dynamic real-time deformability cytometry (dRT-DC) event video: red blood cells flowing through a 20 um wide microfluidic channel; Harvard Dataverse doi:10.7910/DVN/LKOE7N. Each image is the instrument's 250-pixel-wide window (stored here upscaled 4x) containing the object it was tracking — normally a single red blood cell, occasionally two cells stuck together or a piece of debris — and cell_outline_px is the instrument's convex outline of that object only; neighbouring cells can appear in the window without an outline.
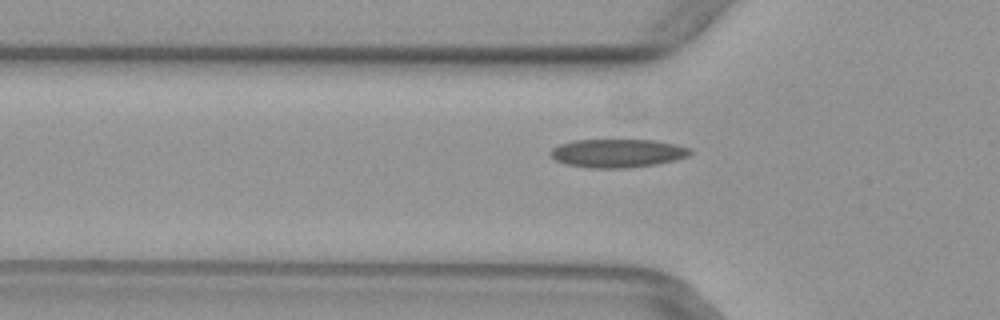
{"species": "common noctule bat (a hibernating species)", "species_latin": "Nyctalus noctula", "temperature_condition": "warm", "stored_images_in_passage": 44, "camera_frame_rate_fps": 3000, "um_per_image_px": 0.085, "animal": {"sex": "female", "body_mass_g": 29.2, "forearm_length_mm": 56.3}, "frame": {"image": 1, "passage_image": 10, "time_ms": 3.0, "image_size_px": [1000, 320], "cell_outline_px": [[692, 152], [688, 156], [676, 160], [656, 164], [628, 168], [592, 168], [568, 164], [556, 160], [548, 152], [552, 148], [560, 144], [572, 140], [652, 140], [676, 144], [692, 148]], "centroid_in_image_um": [52.52, 13.02], "position_along_channel_um": 73.3, "area_um2": 23.18}}
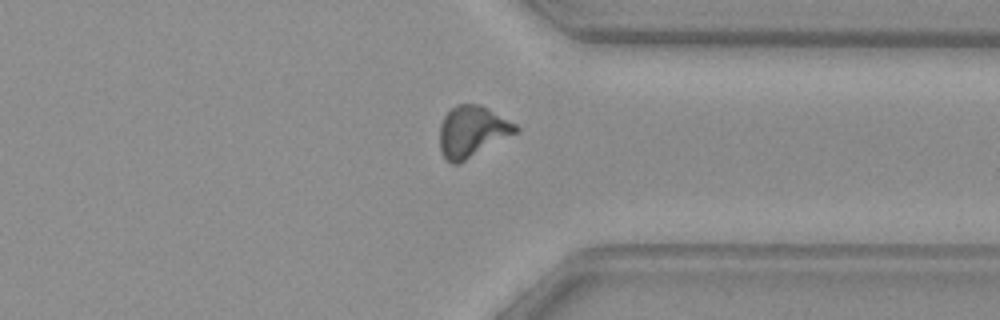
{"frame": {"image": 2, "passage_image": 32, "time_ms": 10.333, "image_size_px": [1000, 320], "cell_outline_px": [[520, 128], [516, 132], [460, 164], [452, 164], [444, 160], [440, 152], [440, 124], [444, 116], [456, 104], [480, 104], [488, 108], [516, 124]], "centroid_in_image_um": [40.1, 11.2], "position_along_channel_um": 371.3, "area_um2": 22.72}}
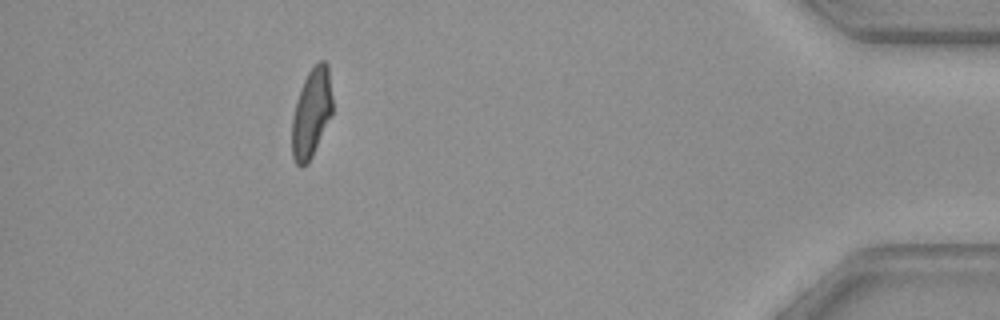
{"frame": {"image": 3, "passage_image": 39, "time_ms": 12.667, "image_size_px": [1000, 320], "cell_outline_px": [[332, 112], [312, 156], [308, 164], [300, 168], [296, 164], [292, 156], [292, 116], [296, 100], [300, 88], [308, 72], [320, 60], [324, 60], [328, 64], [332, 96]], "centroid_in_image_um": [26.45, 9.6], "position_along_channel_um": 408.7, "area_um2": 20.98}}